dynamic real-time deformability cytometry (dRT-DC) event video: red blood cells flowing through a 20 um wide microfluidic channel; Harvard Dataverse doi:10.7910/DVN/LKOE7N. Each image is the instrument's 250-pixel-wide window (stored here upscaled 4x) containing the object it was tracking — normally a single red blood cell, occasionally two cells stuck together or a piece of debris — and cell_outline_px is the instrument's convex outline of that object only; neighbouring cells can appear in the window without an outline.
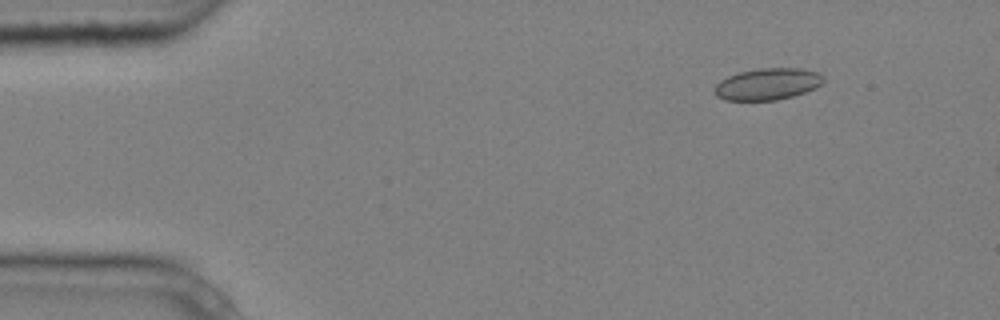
{"species": "common noctule bat (a hibernating species)", "species_latin": "Nyctalus noctula", "temperature_condition": "cold", "stored_images_in_passage": 5, "camera_frame_rate_fps": 3000, "um_per_image_px": 0.085, "animal": {"sex": "male", "body_mass_g": 20.4}, "frame": {"image": 1, "passage_image": 1, "time_ms": 0.0, "image_size_px": [1000, 320], "cell_outline_px": [[824, 80], [816, 88], [792, 96], [776, 100], [724, 100], [716, 96], [712, 92], [712, 88], [720, 80], [728, 76], [740, 72], [760, 68], [800, 68], [816, 72], [824, 76]], "centroid_in_image_um": [65.19, 7.15], "position_along_channel_um": 19.8, "area_um2": 20.17}}
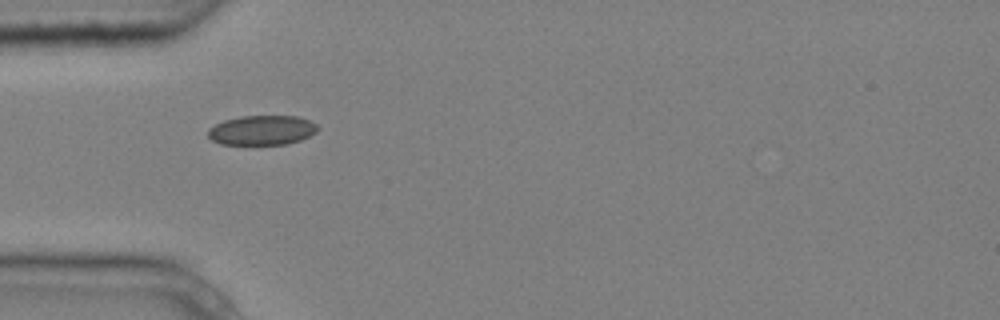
{"frame": {"image": 2, "passage_image": 4, "time_ms": 1.0, "image_size_px": [1000, 320], "cell_outline_px": [[320, 128], [316, 132], [300, 140], [288, 144], [220, 144], [212, 140], [208, 136], [208, 128], [224, 120], [240, 116], [296, 116], [308, 120], [316, 124]], "centroid_in_image_um": [22.26, 11.06], "position_along_channel_um": 62.7, "area_um2": 18.9}}
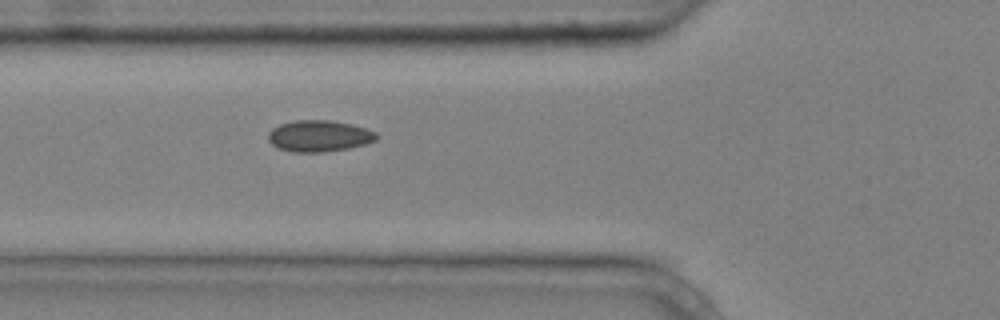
{"frame": {"image": 3, "passage_image": 5, "time_ms": 1.333, "image_size_px": [1000, 320], "cell_outline_px": [[380, 136], [376, 140], [364, 144], [348, 148], [324, 152], [292, 152], [280, 148], [272, 144], [268, 140], [268, 132], [272, 128], [280, 124], [292, 120], [332, 120], [352, 124], [368, 128], [376, 132]], "centroid_in_image_um": [27.14, 11.54], "position_along_channel_um": 98.7, "area_um2": 20.0}}